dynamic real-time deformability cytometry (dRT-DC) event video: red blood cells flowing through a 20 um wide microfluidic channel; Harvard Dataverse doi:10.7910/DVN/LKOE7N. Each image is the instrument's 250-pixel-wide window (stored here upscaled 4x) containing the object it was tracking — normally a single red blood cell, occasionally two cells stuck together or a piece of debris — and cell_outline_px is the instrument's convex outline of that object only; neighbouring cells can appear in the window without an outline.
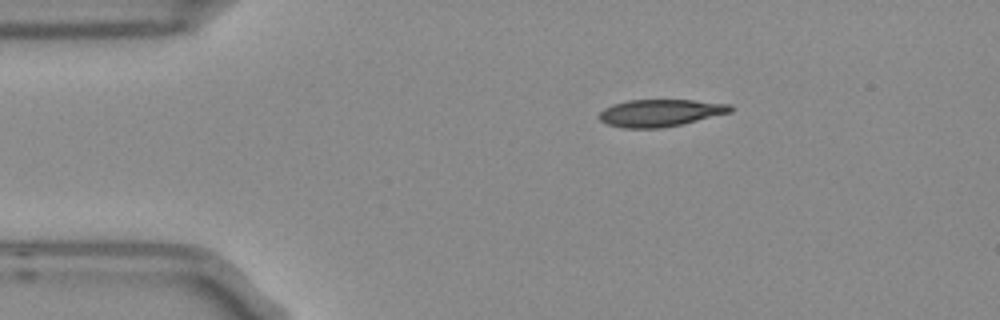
{"species": "Egyptian fruit bat (a non-hibernating species)", "species_latin": "Rousettus aegyptiacus", "temperature_condition": "room temperature", "stored_images_in_passage": 2, "camera_frame_rate_fps": 3000, "um_per_image_px": 0.085, "frame": {"image": 1, "passage_image": 1, "time_ms": 0.0, "image_size_px": [1000, 320], "cell_outline_px": [[732, 112], [680, 124], [660, 128], [624, 128], [608, 124], [600, 120], [600, 112], [604, 108], [612, 104], [628, 100], [692, 100], [732, 104]], "centroid_in_image_um": [56.12, 9.59], "position_along_channel_um": 28.9, "area_um2": 20.63}}